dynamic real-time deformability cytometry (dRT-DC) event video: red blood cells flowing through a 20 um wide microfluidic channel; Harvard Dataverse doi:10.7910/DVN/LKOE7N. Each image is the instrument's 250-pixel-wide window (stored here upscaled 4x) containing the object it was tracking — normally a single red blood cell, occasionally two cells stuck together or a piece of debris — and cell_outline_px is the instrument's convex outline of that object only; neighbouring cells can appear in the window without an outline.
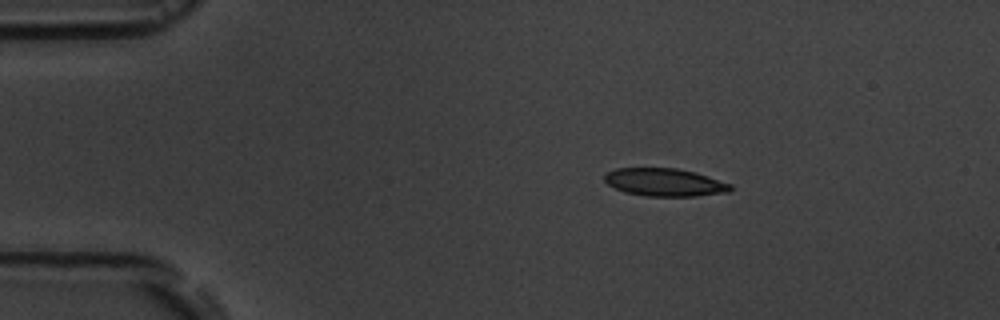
{"species": "common noctule bat (a hibernating species)", "species_latin": "Nyctalus noctula", "temperature_condition": "room temperature", "stored_images_in_passage": 5, "camera_frame_rate_fps": 3000, "um_per_image_px": 0.085, "animal": {"sex": "male", "body_mass_g": 19.5, "forearm_length_mm": 54.6}, "frame": {"image": 1, "passage_image": 3, "time_ms": 2.0, "image_size_px": [1000, 320], "cell_outline_px": [[732, 188], [728, 192], [696, 196], [644, 196], [624, 192], [608, 184], [604, 180], [604, 172], [616, 168], [676, 168], [692, 172], [732, 184]], "centroid_in_image_um": [56.44, 15.5], "position_along_channel_um": 28.6, "area_um2": 20.35}}